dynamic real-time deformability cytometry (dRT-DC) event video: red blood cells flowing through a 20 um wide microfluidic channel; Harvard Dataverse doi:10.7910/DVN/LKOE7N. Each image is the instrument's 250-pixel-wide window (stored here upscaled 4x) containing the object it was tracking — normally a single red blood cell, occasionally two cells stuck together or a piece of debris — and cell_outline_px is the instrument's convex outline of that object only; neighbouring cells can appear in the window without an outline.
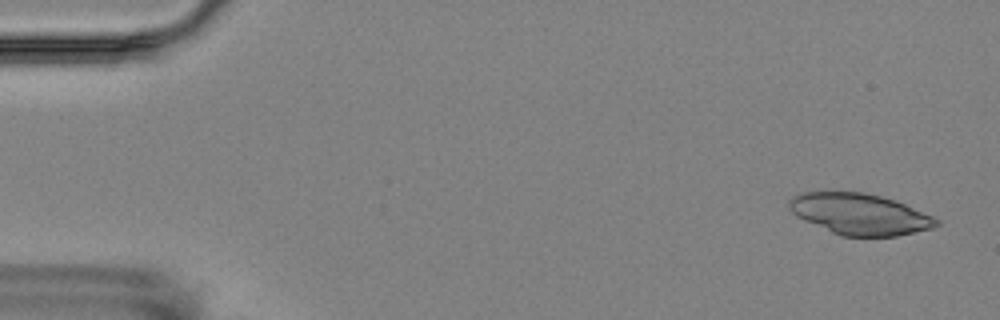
{"species": "Egyptian fruit bat (a non-hibernating species)", "species_latin": "Rousettus aegyptiacus", "temperature_condition": "room temperature", "stored_images_in_passage": 6, "camera_frame_rate_fps": 3000, "um_per_image_px": 0.085, "animal": {"sex": "female"}, "frame": {"image": 1, "passage_image": 1, "time_ms": 0.0, "image_size_px": [1000, 320], "cell_outline_px": [[940, 224], [932, 228], [896, 236], [840, 236], [804, 220], [796, 216], [788, 208], [788, 200], [792, 196], [800, 192], [864, 192], [896, 200], [932, 216], [940, 220]], "centroid_in_image_um": [73.05, 18.19], "position_along_channel_um": 11.9, "area_um2": 35.32}}